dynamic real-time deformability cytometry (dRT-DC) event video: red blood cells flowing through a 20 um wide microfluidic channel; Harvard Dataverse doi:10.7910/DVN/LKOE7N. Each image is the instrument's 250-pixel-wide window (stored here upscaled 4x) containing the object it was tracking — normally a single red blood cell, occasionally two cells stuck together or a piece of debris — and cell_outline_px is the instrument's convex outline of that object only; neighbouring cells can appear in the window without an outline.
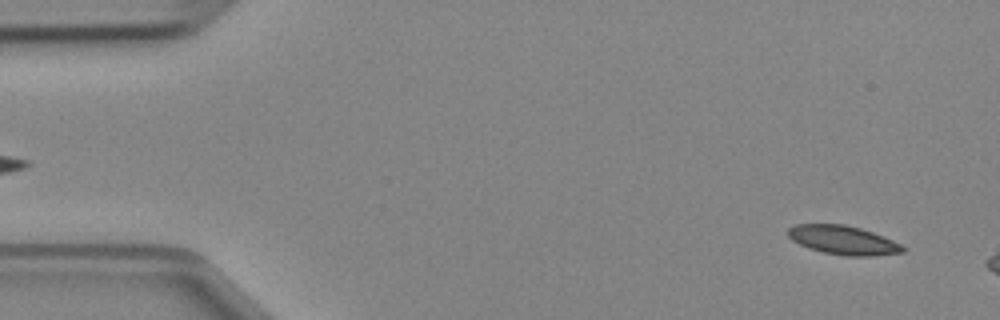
{"species": "Egyptian fruit bat (a non-hibernating species)", "species_latin": "Rousettus aegyptiacus", "temperature_condition": "cold", "stored_images_in_passage": 8, "camera_frame_rate_fps": 3000, "um_per_image_px": 0.085, "animal": {"sex": "female"}, "frame": {"image": 1, "passage_image": 2, "time_ms": 0.333, "image_size_px": [1000, 320], "cell_outline_px": [[904, 252], [872, 256], [848, 256], [824, 252], [808, 248], [792, 240], [788, 236], [788, 228], [796, 224], [844, 224], [860, 228], [872, 232], [892, 240], [900, 244], [904, 248]], "centroid_in_image_um": [71.64, 20.41], "position_along_channel_um": 13.4, "area_um2": 19.13}}